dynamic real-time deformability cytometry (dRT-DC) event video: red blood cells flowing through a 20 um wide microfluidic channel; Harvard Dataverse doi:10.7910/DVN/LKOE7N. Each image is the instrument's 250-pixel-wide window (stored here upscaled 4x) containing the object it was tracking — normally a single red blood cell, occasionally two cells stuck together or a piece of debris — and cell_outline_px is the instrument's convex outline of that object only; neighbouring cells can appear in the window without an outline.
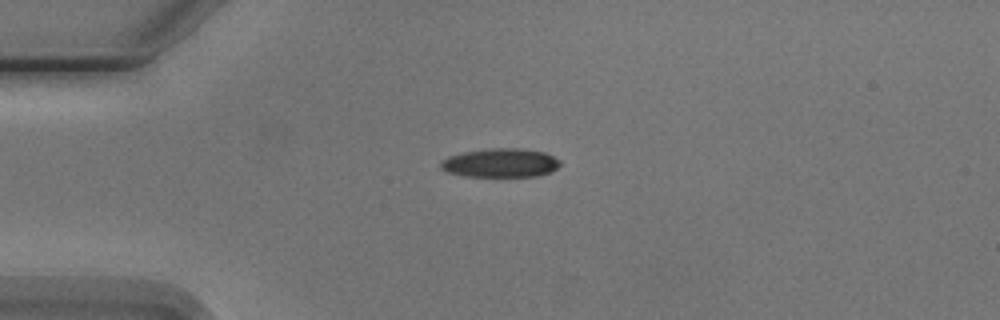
{"species": "Egyptian fruit bat (a non-hibernating species)", "species_latin": "Rousettus aegyptiacus", "temperature_condition": "cold", "stored_images_in_passage": 4, "camera_frame_rate_fps": 3000, "um_per_image_px": 0.085, "animal": {"sex": "male"}, "frame": {"image": 1, "passage_image": 1, "time_ms": 0.0, "image_size_px": [1000, 320], "cell_outline_px": [[560, 164], [552, 172], [536, 176], [464, 176], [448, 172], [440, 168], [440, 160], [448, 156], [464, 152], [488, 148], [520, 148], [544, 152], [560, 160]], "centroid_in_image_um": [42.52, 13.84], "position_along_channel_um": 42.5, "area_um2": 20.11}}
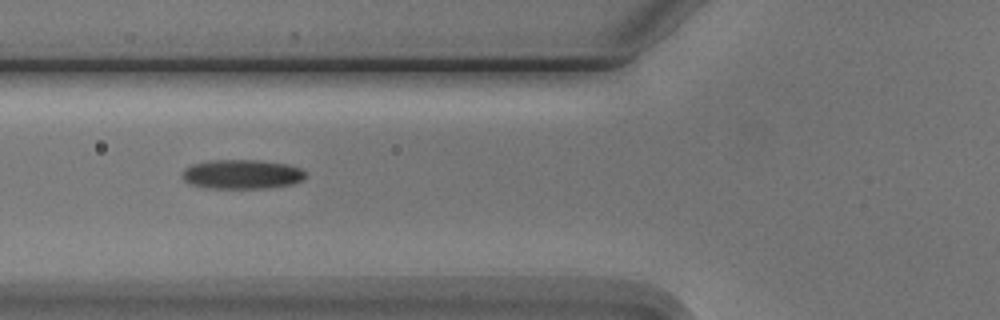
{"frame": {"image": 2, "passage_image": 3, "time_ms": 2.333, "image_size_px": [1000, 320], "cell_outline_px": [[308, 176], [304, 180], [292, 184], [272, 188], [204, 188], [188, 184], [184, 180], [184, 168], [192, 164], [212, 160], [256, 160], [288, 164], [300, 168]], "centroid_in_image_um": [20.59, 14.82], "position_along_channel_um": 105.2, "area_um2": 21.27}}
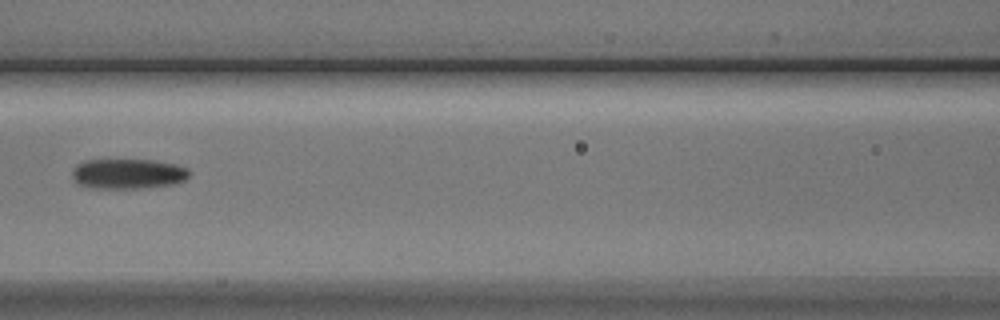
{"frame": {"image": 3, "passage_image": 4, "time_ms": 3.667, "image_size_px": [1000, 320], "cell_outline_px": [[188, 176], [184, 180], [172, 184], [140, 188], [96, 188], [80, 184], [72, 176], [72, 168], [76, 164], [84, 160], [152, 160], [176, 164], [188, 168]], "centroid_in_image_um": [10.86, 14.76], "position_along_channel_um": 155.7, "area_um2": 20.35}}